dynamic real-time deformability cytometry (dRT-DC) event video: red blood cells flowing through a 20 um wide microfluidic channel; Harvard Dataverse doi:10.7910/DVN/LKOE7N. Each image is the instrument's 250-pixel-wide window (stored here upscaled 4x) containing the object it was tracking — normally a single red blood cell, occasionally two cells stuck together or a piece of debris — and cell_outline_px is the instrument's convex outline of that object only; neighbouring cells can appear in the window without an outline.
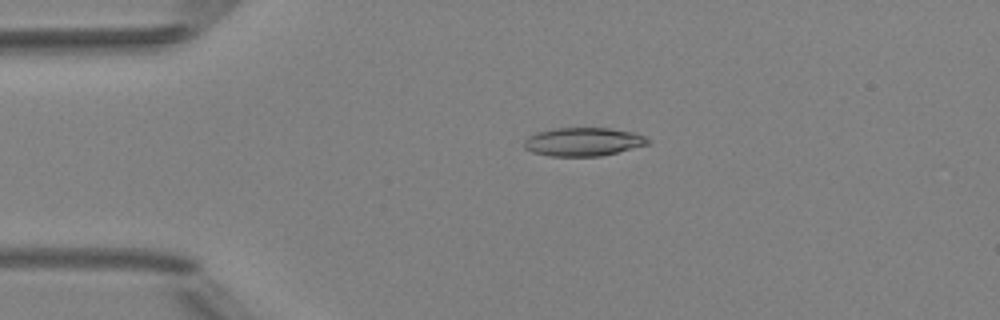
{"species": "Egyptian fruit bat (a non-hibernating species)", "species_latin": "Rousettus aegyptiacus", "temperature_condition": "room temperature", "stored_images_in_passage": 3, "camera_frame_rate_fps": 3000, "um_per_image_px": 0.085, "animal": {"sex": "female"}, "frame": {"image": 1, "passage_image": 2, "time_ms": 2.0, "image_size_px": [1000, 320], "cell_outline_px": [[652, 140], [648, 144], [600, 156], [548, 156], [532, 152], [524, 148], [524, 140], [528, 136], [536, 132], [552, 128], [608, 128], [636, 132]], "centroid_in_image_um": [49.55, 12.04], "position_along_channel_um": 35.4, "area_um2": 20.63}}